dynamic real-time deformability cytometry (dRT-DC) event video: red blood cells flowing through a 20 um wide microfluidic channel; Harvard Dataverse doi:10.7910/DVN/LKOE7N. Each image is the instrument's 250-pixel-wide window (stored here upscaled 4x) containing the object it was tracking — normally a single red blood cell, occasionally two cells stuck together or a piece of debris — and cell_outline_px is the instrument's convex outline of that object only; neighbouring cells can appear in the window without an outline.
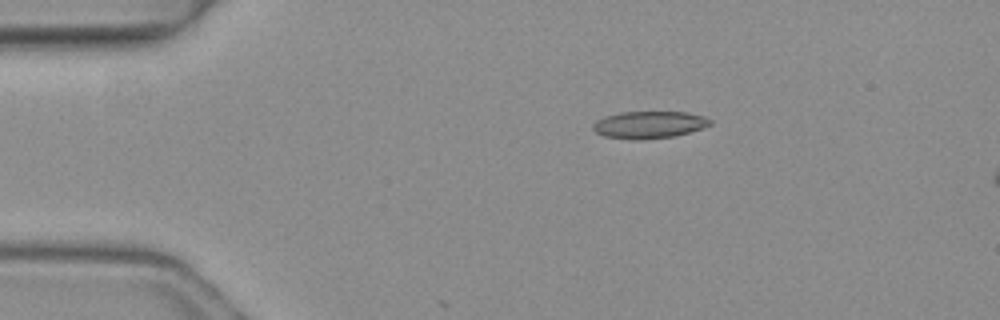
{"species": "common noctule bat (a hibernating species)", "species_latin": "Nyctalus noctula", "temperature_condition": "warm", "stored_images_in_passage": 4, "camera_frame_rate_fps": 3000, "um_per_image_px": 0.085, "animal": {"sex": "female", "body_mass_g": 19.3, "forearm_length_mm": 54.1}, "frame": {"image": 1, "passage_image": 2, "time_ms": 0.333, "image_size_px": [1000, 320], "cell_outline_px": [[712, 124], [676, 136], [644, 140], [632, 140], [604, 136], [596, 132], [592, 128], [592, 124], [596, 120], [620, 112], [688, 112], [704, 116], [712, 120]], "centroid_in_image_um": [55.17, 10.61], "position_along_channel_um": 29.8, "area_um2": 18.61}}